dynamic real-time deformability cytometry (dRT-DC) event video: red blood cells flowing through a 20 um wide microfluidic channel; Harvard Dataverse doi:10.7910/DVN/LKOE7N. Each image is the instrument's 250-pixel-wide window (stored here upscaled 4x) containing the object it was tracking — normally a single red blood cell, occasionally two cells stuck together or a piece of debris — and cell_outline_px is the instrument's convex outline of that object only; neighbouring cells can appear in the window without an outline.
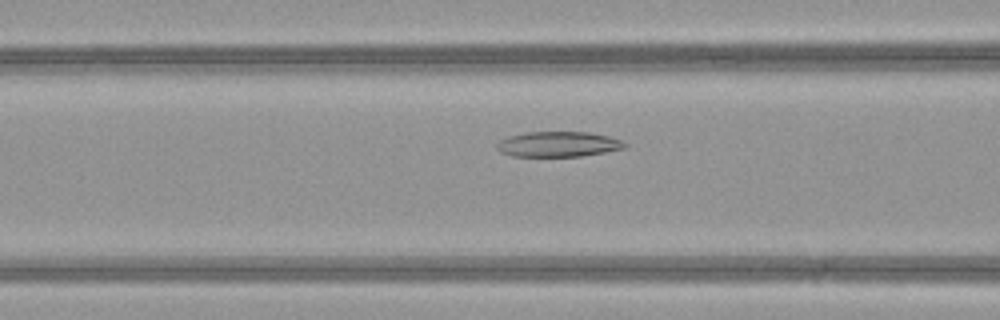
{"species": "common noctule bat (a hibernating species)", "species_latin": "Nyctalus noctula", "temperature_condition": "warm", "stored_images_in_passage": 48, "camera_frame_rate_fps": 3000, "um_per_image_px": 0.085, "animal": {"sex": "female", "body_mass_g": 21.9}, "frame": {"image": 1, "passage_image": 19, "time_ms": 6.0, "image_size_px": [1000, 320], "cell_outline_px": [[628, 148], [580, 156], [512, 156], [500, 152], [496, 148], [496, 144], [500, 140], [508, 136], [524, 132], [588, 132], [608, 136], [620, 140], [628, 144]], "centroid_in_image_um": [47.44, 12.25], "position_along_channel_um": 119.2, "area_um2": 18.9}}
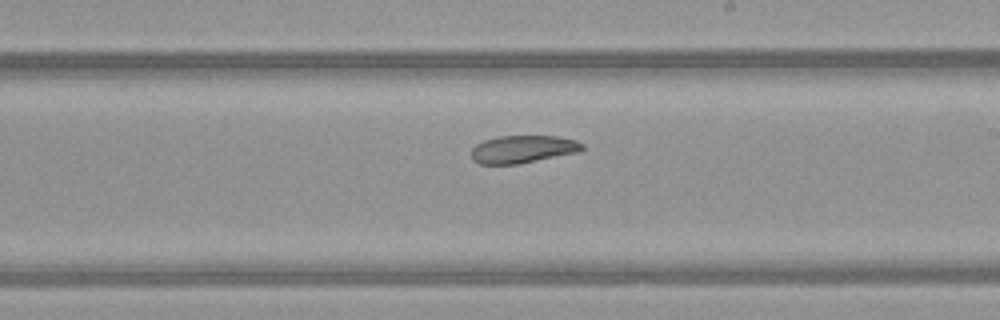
{"frame": {"image": 2, "passage_image": 28, "time_ms": 9.0, "image_size_px": [1000, 320], "cell_outline_px": [[584, 148], [580, 152], [520, 164], [480, 164], [472, 160], [472, 148], [476, 144], [484, 140], [496, 136], [556, 136], [576, 140], [584, 144]], "centroid_in_image_um": [44.46, 12.68], "position_along_channel_um": 244.5, "area_um2": 18.09}}
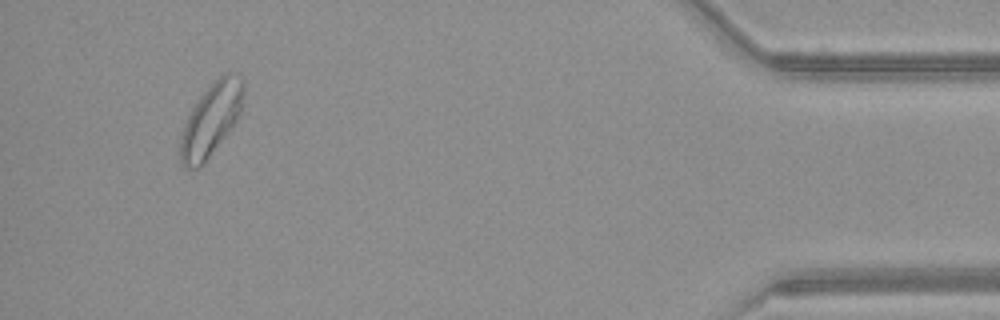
{"frame": {"image": 3, "passage_image": 45, "time_ms": 14.667, "image_size_px": [1000, 320], "cell_outline_px": [[244, 92], [240, 112], [232, 128], [204, 164], [200, 168], [184, 168], [180, 160], [180, 136], [184, 124], [192, 108], [200, 96], [224, 72], [228, 72], [240, 76], [244, 80]], "centroid_in_image_um": [17.94, 10.19], "position_along_channel_um": 417.3, "area_um2": 26.7}}